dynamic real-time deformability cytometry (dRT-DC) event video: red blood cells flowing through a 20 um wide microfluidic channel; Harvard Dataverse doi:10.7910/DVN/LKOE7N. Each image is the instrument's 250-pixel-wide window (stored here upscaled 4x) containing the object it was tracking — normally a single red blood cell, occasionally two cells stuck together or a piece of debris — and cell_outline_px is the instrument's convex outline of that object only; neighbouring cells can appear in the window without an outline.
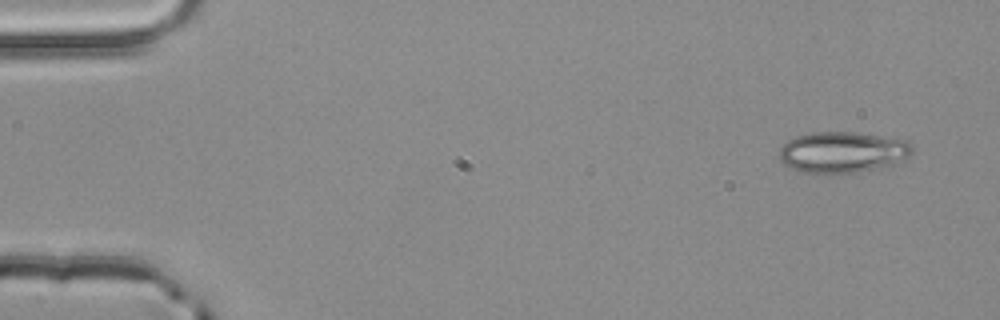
{"species": "common noctule bat (a hibernating species)", "species_latin": "Nyctalus noctula", "temperature_condition": "room temperature", "stored_images_in_passage": 3, "camera_frame_rate_fps": 3000, "um_per_image_px": 0.085, "animal": {"sex": "male", "body_mass_g": 20.4}, "frame": {"image": 1, "passage_image": 1, "time_ms": 0.0, "image_size_px": [1000, 320], "cell_outline_px": [[912, 152], [908, 156], [896, 164], [856, 172], [804, 172], [792, 168], [784, 164], [780, 160], [780, 148], [788, 140], [796, 136], [812, 132], [856, 132], [904, 140], [912, 144]], "centroid_in_image_um": [71.61, 12.92], "position_along_channel_um": 13.4, "area_um2": 31.39}}